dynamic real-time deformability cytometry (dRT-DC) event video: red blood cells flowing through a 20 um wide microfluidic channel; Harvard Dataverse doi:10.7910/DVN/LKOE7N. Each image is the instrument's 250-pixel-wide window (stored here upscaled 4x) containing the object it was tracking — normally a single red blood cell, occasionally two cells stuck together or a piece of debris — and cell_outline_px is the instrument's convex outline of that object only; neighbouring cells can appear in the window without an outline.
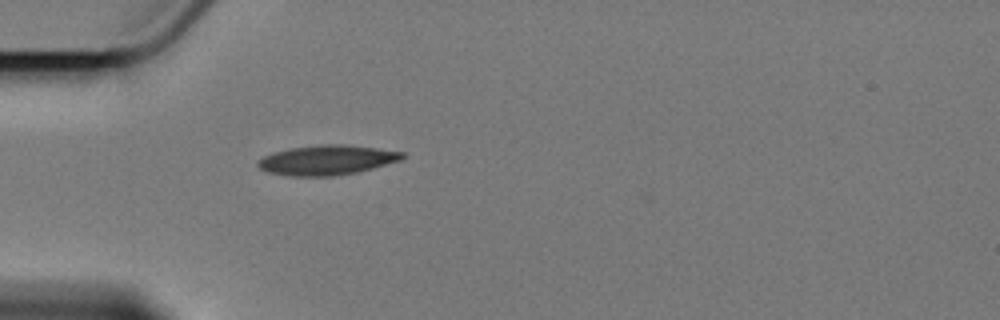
{"species": "Egyptian fruit bat (a non-hibernating species)", "species_latin": "Rousettus aegyptiacus", "temperature_condition": "cold", "stored_images_in_passage": 5, "camera_frame_rate_fps": 3000, "um_per_image_px": 0.085, "animal": {"sex": "female"}, "frame": {"image": 1, "passage_image": 5, "time_ms": 5.0, "image_size_px": [1000, 320], "cell_outline_px": [[404, 156], [400, 160], [372, 168], [356, 172], [332, 176], [288, 176], [268, 172], [260, 168], [256, 164], [256, 160], [264, 156], [276, 152], [292, 148], [320, 144], [344, 144], [376, 148], [404, 152]], "centroid_in_image_um": [27.76, 13.6], "position_along_channel_um": 57.2, "area_um2": 24.85}}